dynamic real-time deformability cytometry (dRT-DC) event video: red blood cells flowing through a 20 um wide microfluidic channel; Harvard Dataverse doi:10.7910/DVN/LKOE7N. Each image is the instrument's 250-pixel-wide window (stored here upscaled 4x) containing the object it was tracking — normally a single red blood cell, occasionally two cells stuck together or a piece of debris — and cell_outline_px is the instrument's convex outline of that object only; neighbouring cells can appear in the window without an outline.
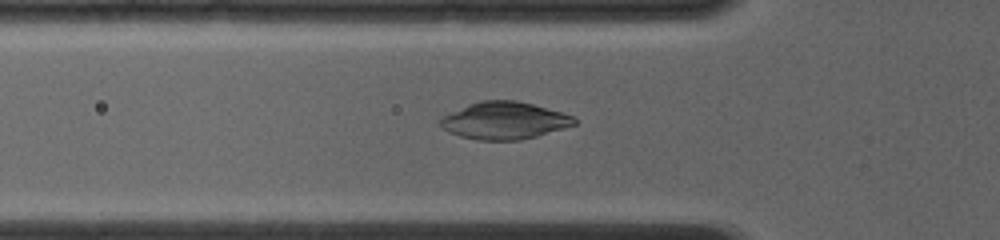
{"species": "common noctule bat (a hibernating species)", "species_latin": "Nyctalus noctula", "temperature_condition": "room temperature", "stored_images_in_passage": 40, "camera_frame_rate_fps": 4000, "um_per_image_px": 0.085, "animal": {"sex": "female", "body_mass_g": 19.0, "forearm_length_mm": 56.7}, "frame": {"image": 1, "passage_image": 2, "time_ms": 0.25, "image_size_px": [1000, 240], "cell_outline_px": [[576, 124], [564, 128], [536, 136], [520, 140], [476, 140], [460, 136], [448, 132], [440, 128], [440, 120], [444, 116], [468, 104], [480, 100], [516, 100], [532, 104], [560, 112], [572, 116], [576, 120]], "centroid_in_image_um": [42.84, 10.25], "position_along_channel_um": 83.0, "area_um2": 28.9}}
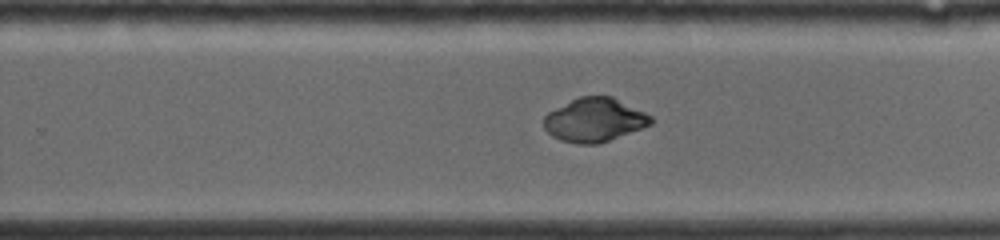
{"frame": {"image": 2, "passage_image": 23, "time_ms": 5.0, "image_size_px": [1000, 240], "cell_outline_px": [[656, 120], [652, 124], [608, 140], [596, 144], [576, 144], [560, 140], [552, 136], [544, 128], [544, 116], [548, 112], [580, 96], [612, 96], [652, 116]], "centroid_in_image_um": [50.53, 10.19], "position_along_channel_um": 279.3, "area_um2": 27.05}}
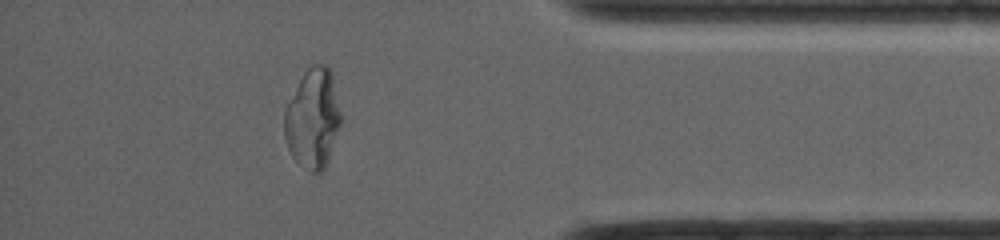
{"frame": {"image": 3, "passage_image": 39, "time_ms": 8.5, "image_size_px": [1000, 240], "cell_outline_px": [[340, 128], [328, 160], [320, 176], [308, 172], [292, 156], [288, 148], [284, 136], [284, 108], [304, 72], [312, 64], [324, 64], [332, 72], [340, 112]], "centroid_in_image_um": [26.58, 10.11], "position_along_channel_um": 408.6, "area_um2": 33.0}}